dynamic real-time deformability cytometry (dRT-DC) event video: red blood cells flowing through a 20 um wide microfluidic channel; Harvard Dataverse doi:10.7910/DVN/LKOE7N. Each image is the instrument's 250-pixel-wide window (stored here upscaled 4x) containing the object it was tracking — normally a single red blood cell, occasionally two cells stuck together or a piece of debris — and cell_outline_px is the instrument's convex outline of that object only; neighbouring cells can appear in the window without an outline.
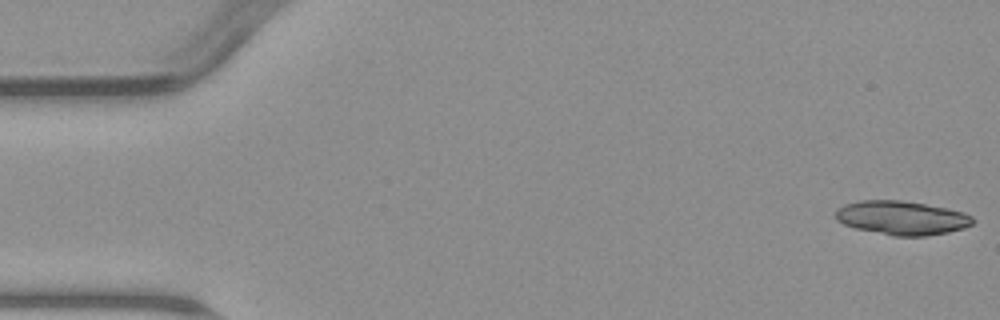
{"species": "common noctule bat (a hibernating species)", "species_latin": "Nyctalus noctula", "temperature_condition": "warm", "stored_images_in_passage": 4, "camera_frame_rate_fps": 3000, "um_per_image_px": 0.085, "animal": {"sex": "male", "body_mass_g": 23.1, "forearm_length_mm": 52.7}, "frame": {"image": 1, "passage_image": 1, "time_ms": 0.0, "image_size_px": [1000, 320], "cell_outline_px": [[976, 220], [972, 224], [964, 228], [948, 232], [928, 236], [892, 236], [856, 228], [844, 224], [836, 220], [836, 212], [844, 204], [860, 200], [900, 200], [948, 208], [964, 212], [972, 216]], "centroid_in_image_um": [76.69, 18.52], "position_along_channel_um": 8.3, "area_um2": 27.17}}